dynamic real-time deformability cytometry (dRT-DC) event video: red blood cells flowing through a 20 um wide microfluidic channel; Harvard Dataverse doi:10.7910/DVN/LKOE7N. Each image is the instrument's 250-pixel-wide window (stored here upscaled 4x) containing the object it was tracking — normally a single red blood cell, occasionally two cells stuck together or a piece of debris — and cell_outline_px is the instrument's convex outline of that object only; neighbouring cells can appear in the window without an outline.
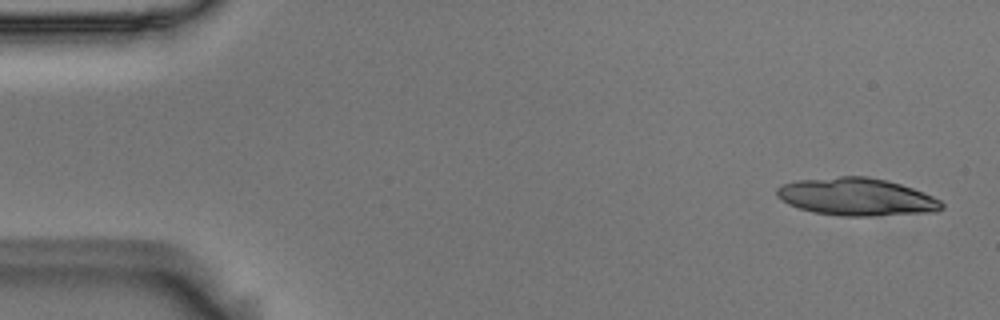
{"species": "Egyptian fruit bat (a non-hibernating species)", "species_latin": "Rousettus aegyptiacus", "temperature_condition": "room temperature", "stored_images_in_passage": 8, "segment_of_instrument_passage": [1, 2], "camera_frame_rate_fps": 3000, "um_per_image_px": 0.085, "animal": {"sex": "male"}, "frame": {"image": 1, "passage_image": 1, "time_ms": 0.0, "image_size_px": [1000, 320], "cell_outline_px": [[944, 208], [936, 212], [868, 216], [840, 216], [816, 212], [800, 208], [788, 204], [776, 196], [776, 188], [784, 184], [796, 180], [840, 176], [868, 176], [888, 180], [924, 192], [940, 200], [944, 204]], "centroid_in_image_um": [72.83, 16.73], "position_along_channel_um": 12.2, "area_um2": 36.24}}